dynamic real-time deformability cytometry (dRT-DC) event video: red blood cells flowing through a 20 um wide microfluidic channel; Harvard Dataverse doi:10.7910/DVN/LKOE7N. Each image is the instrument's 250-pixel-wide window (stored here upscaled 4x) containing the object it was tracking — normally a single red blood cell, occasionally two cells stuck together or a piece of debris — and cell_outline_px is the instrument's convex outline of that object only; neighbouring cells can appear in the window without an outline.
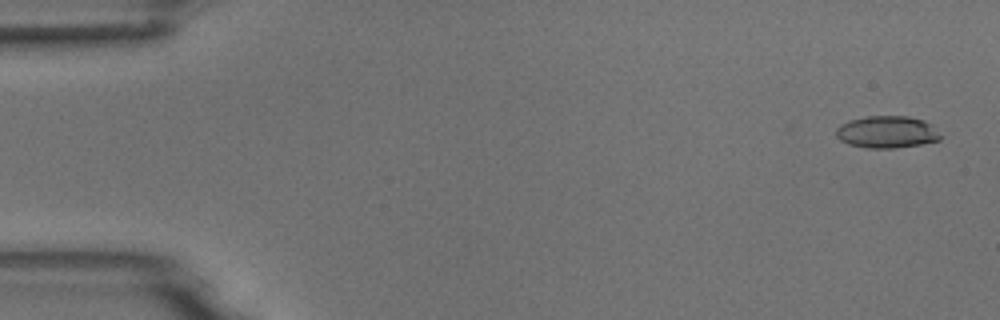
{"species": "common noctule bat (a hibernating species)", "species_latin": "Nyctalus noctula", "temperature_condition": "room temperature", "stored_images_in_passage": 54, "camera_frame_rate_fps": 3000, "um_per_image_px": 0.085, "animal": {"sex": "male", "body_mass_g": 18.8}, "frame": {"image": 1, "passage_image": 2, "time_ms": 0.333, "image_size_px": [1000, 320], "cell_outline_px": [[944, 136], [940, 140], [920, 144], [896, 148], [868, 148], [848, 144], [840, 140], [836, 136], [836, 128], [840, 124], [848, 120], [868, 116], [908, 116], [924, 120], [932, 124]], "centroid_in_image_um": [75.41, 11.22], "position_along_channel_um": 9.6, "area_um2": 19.83}}
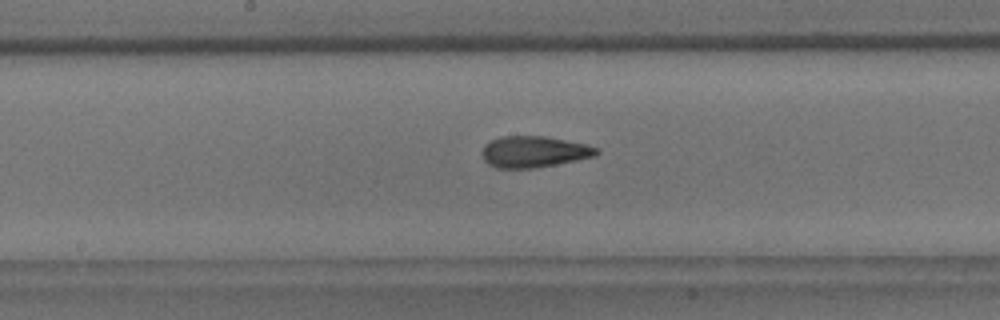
{"frame": {"image": 2, "passage_image": 28, "time_ms": 9.0, "image_size_px": [1000, 320], "cell_outline_px": [[600, 152], [596, 156], [536, 168], [496, 168], [488, 164], [484, 160], [480, 152], [484, 144], [500, 136], [544, 136], [588, 144], [600, 148]], "centroid_in_image_um": [45.39, 12.9], "position_along_channel_um": 202.8, "area_um2": 21.15}}
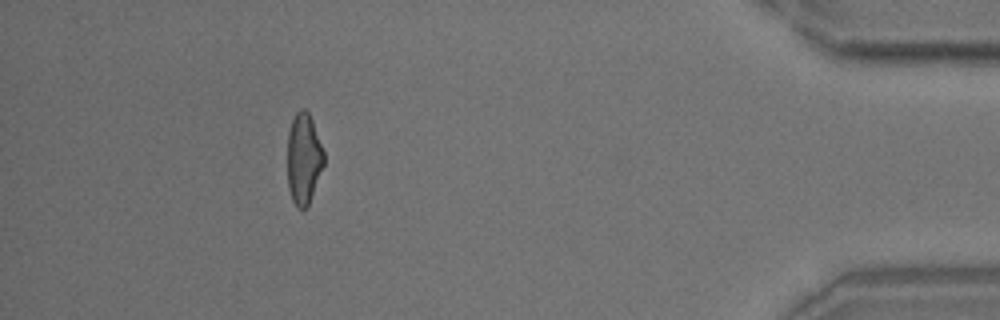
{"frame": {"image": 3, "passage_image": 49, "time_ms": 16.0, "image_size_px": [1000, 320], "cell_outline_px": [[324, 164], [308, 208], [296, 208], [292, 200], [288, 188], [288, 132], [292, 120], [296, 112], [300, 108], [304, 108], [308, 112], [312, 120], [324, 152]], "centroid_in_image_um": [25.81, 13.51], "position_along_channel_um": 409.4, "area_um2": 19.42}, "authors_computed_cell_mechanics": {"area_um2": 20.2878, "velocity_mm_per_s": 3.7369, "shape_relaxation_time_tau1_ms": 3.9738, "shape_relaxation_time_tau2_ms": 2.093, "deformation_change_tau1": 0.1717, "deformation_change_tau2": 0.1124}}